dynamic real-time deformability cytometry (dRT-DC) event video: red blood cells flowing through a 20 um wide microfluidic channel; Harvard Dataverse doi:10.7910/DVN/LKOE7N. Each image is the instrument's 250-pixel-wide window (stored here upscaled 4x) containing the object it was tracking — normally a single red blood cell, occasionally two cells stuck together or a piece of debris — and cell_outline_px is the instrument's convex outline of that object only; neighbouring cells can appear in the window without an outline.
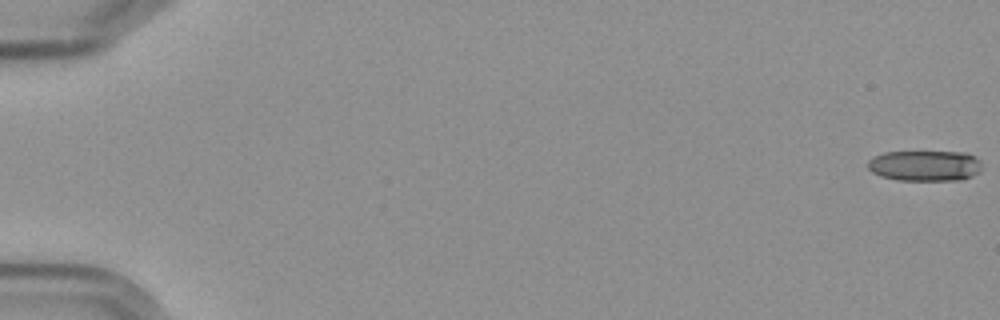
{"species": "Egyptian fruit bat (a non-hibernating species)", "species_latin": "Rousettus aegyptiacus", "temperature_condition": "cold", "stored_images_in_passage": 6, "camera_frame_rate_fps": 3000, "um_per_image_px": 0.085, "frame": {"image": 1, "passage_image": 1, "time_ms": 0.0, "image_size_px": [1000, 320], "cell_outline_px": [[980, 172], [972, 176], [960, 180], [896, 180], [880, 176], [872, 172], [868, 168], [868, 160], [884, 152], [968, 152], [976, 156], [980, 160]], "centroid_in_image_um": [78.64, 14.08], "position_along_channel_um": 6.4, "area_um2": 20.52}}
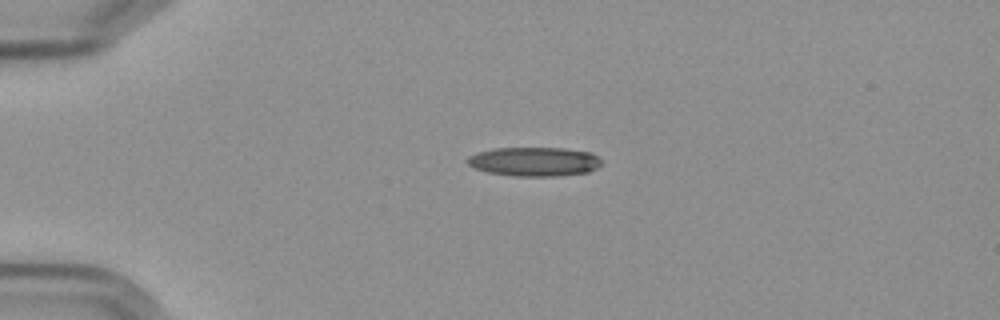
{"frame": {"image": 2, "passage_image": 5, "time_ms": 4.667, "image_size_px": [1000, 320], "cell_outline_px": [[604, 164], [588, 172], [556, 176], [516, 176], [488, 172], [472, 168], [468, 164], [468, 156], [476, 152], [496, 148], [564, 148], [592, 152], [604, 160]], "centroid_in_image_um": [45.46, 13.73], "position_along_channel_um": 39.5, "area_um2": 23.0}}